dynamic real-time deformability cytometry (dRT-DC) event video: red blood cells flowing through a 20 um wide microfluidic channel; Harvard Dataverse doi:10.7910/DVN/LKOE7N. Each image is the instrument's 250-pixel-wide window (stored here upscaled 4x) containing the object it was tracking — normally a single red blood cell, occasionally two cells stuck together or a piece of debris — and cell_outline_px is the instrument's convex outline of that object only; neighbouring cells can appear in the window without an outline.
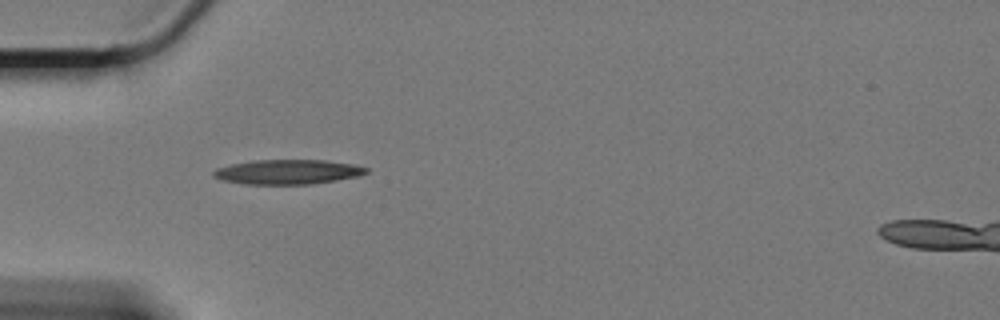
{"species": "Egyptian fruit bat (a non-hibernating species)", "species_latin": "Rousettus aegyptiacus", "temperature_condition": "cold", "stored_images_in_passage": 43, "camera_frame_rate_fps": 3000, "um_per_image_px": 0.085, "animal": {"sex": "female"}, "frame": {"image": 1, "passage_image": 1, "time_ms": 0.0, "image_size_px": [1000, 320], "cell_outline_px": [[368, 172], [360, 176], [312, 184], [244, 184], [220, 180], [212, 176], [212, 172], [216, 168], [232, 164], [256, 160], [324, 160], [352, 164], [368, 168]], "centroid_in_image_um": [24.44, 14.61], "position_along_channel_um": 60.6, "area_um2": 21.96}}
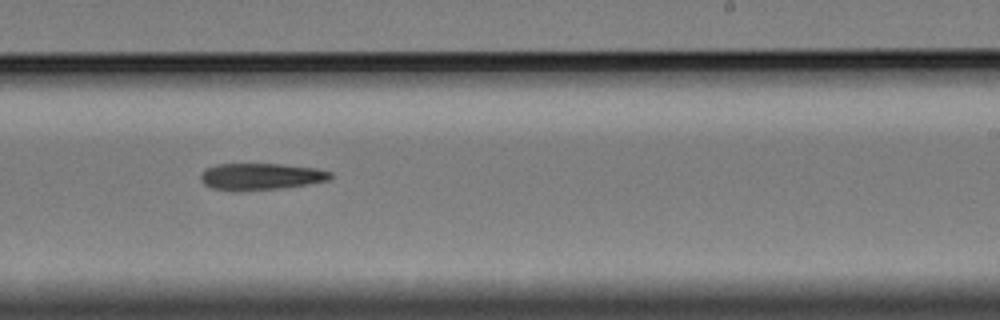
{"frame": {"image": 2, "passage_image": 20, "time_ms": 6.333, "image_size_px": [1000, 320], "cell_outline_px": [[332, 176], [328, 180], [308, 184], [280, 188], [212, 188], [204, 184], [200, 180], [200, 172], [204, 168], [216, 164], [280, 164], [316, 168], [332, 172]], "centroid_in_image_um": [22.18, 14.95], "position_along_channel_um": 266.8, "area_um2": 19.48}}
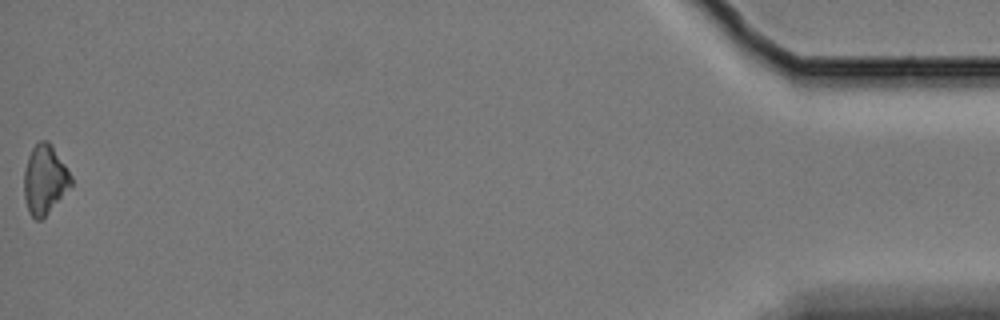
{"frame": {"image": 3, "passage_image": 43, "time_ms": 14.0, "image_size_px": [1000, 320], "cell_outline_px": [[72, 184], [48, 212], [40, 220], [36, 220], [28, 212], [24, 196], [24, 172], [28, 156], [32, 148], [40, 140], [48, 140], [52, 144], [72, 176]], "centroid_in_image_um": [3.79, 15.23], "position_along_channel_um": 431.4, "area_um2": 18.79}}